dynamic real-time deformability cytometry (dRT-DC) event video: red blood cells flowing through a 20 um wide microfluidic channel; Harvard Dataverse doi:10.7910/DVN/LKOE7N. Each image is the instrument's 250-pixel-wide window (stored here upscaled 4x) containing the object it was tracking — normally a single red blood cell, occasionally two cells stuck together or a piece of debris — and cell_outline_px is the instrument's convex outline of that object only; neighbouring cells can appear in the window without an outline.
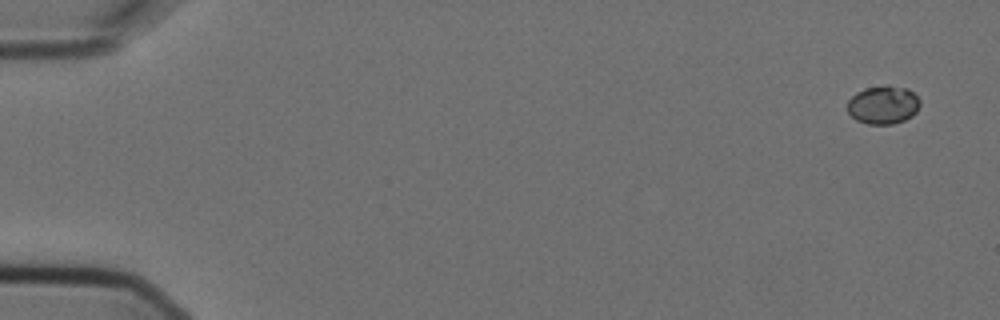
{"species": "Egyptian fruit bat (a non-hibernating species)", "species_latin": "Rousettus aegyptiacus", "temperature_condition": "cold", "stored_images_in_passage": 4, "camera_frame_rate_fps": 3000, "um_per_image_px": 0.085, "animal": {"sex": "female"}, "frame": {"image": 1, "passage_image": 1, "time_ms": 0.0, "image_size_px": [1000, 320], "cell_outline_px": [[920, 104], [916, 112], [912, 116], [904, 120], [892, 124], [868, 124], [856, 120], [848, 112], [848, 100], [856, 92], [864, 88], [884, 84], [888, 84], [908, 88], [920, 100]], "centroid_in_image_um": [75.07, 8.89], "position_along_channel_um": 9.9, "area_um2": 16.42}}
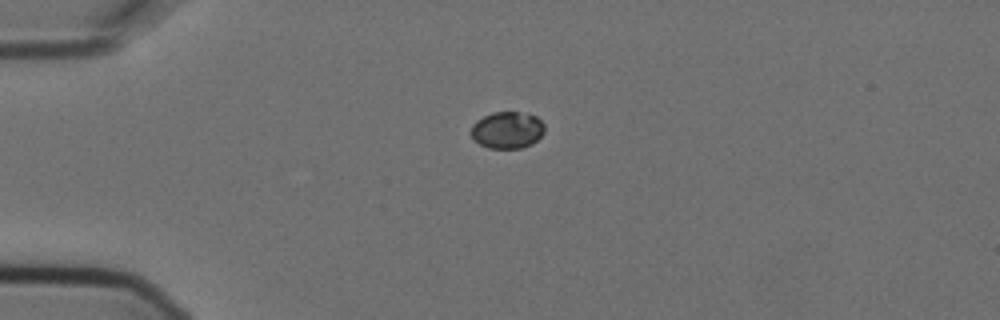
{"frame": {"image": 2, "passage_image": 4, "time_ms": 1.0, "image_size_px": [1000, 320], "cell_outline_px": [[544, 132], [532, 144], [520, 148], [488, 148], [480, 144], [472, 136], [472, 124], [476, 120], [492, 112], [516, 112], [536, 116], [544, 124]], "centroid_in_image_um": [43.12, 11.05], "position_along_channel_um": 41.9, "area_um2": 15.61}}